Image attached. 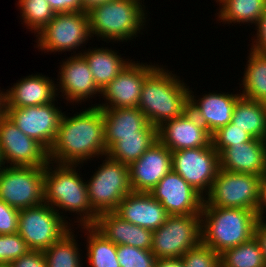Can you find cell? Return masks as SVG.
Masks as SVG:
<instances>
[{"label":"cell","mask_w":266,"mask_h":267,"mask_svg":"<svg viewBox=\"0 0 266 267\" xmlns=\"http://www.w3.org/2000/svg\"><path fill=\"white\" fill-rule=\"evenodd\" d=\"M100 155H107L102 110L94 104L74 116L64 114L48 151L49 161L79 165Z\"/></svg>","instance_id":"1"},{"label":"cell","mask_w":266,"mask_h":267,"mask_svg":"<svg viewBox=\"0 0 266 267\" xmlns=\"http://www.w3.org/2000/svg\"><path fill=\"white\" fill-rule=\"evenodd\" d=\"M161 67L157 65L146 77L137 106L156 127L182 116L189 109V86Z\"/></svg>","instance_id":"2"},{"label":"cell","mask_w":266,"mask_h":267,"mask_svg":"<svg viewBox=\"0 0 266 267\" xmlns=\"http://www.w3.org/2000/svg\"><path fill=\"white\" fill-rule=\"evenodd\" d=\"M53 166L49 161L44 167V202L58 213L62 209L79 215L78 225H93L98 214L90 205L86 181L76 171L79 165L57 164L54 170Z\"/></svg>","instance_id":"3"},{"label":"cell","mask_w":266,"mask_h":267,"mask_svg":"<svg viewBox=\"0 0 266 267\" xmlns=\"http://www.w3.org/2000/svg\"><path fill=\"white\" fill-rule=\"evenodd\" d=\"M257 220L253 210L202 206L201 242L221 254L250 240Z\"/></svg>","instance_id":"4"},{"label":"cell","mask_w":266,"mask_h":267,"mask_svg":"<svg viewBox=\"0 0 266 267\" xmlns=\"http://www.w3.org/2000/svg\"><path fill=\"white\" fill-rule=\"evenodd\" d=\"M140 1L112 0L87 12L91 36L109 42H127L136 38L147 21L146 6Z\"/></svg>","instance_id":"5"},{"label":"cell","mask_w":266,"mask_h":267,"mask_svg":"<svg viewBox=\"0 0 266 267\" xmlns=\"http://www.w3.org/2000/svg\"><path fill=\"white\" fill-rule=\"evenodd\" d=\"M62 213H58L45 202L20 209L18 233L26 241L30 250L45 251L72 230L70 222L68 224Z\"/></svg>","instance_id":"6"},{"label":"cell","mask_w":266,"mask_h":267,"mask_svg":"<svg viewBox=\"0 0 266 267\" xmlns=\"http://www.w3.org/2000/svg\"><path fill=\"white\" fill-rule=\"evenodd\" d=\"M86 186L90 205L97 214L113 212L121 200L132 192L128 165L106 155L89 182L86 181Z\"/></svg>","instance_id":"7"},{"label":"cell","mask_w":266,"mask_h":267,"mask_svg":"<svg viewBox=\"0 0 266 267\" xmlns=\"http://www.w3.org/2000/svg\"><path fill=\"white\" fill-rule=\"evenodd\" d=\"M201 243V214L169 215L152 235V253L157 259L181 258Z\"/></svg>","instance_id":"8"},{"label":"cell","mask_w":266,"mask_h":267,"mask_svg":"<svg viewBox=\"0 0 266 267\" xmlns=\"http://www.w3.org/2000/svg\"><path fill=\"white\" fill-rule=\"evenodd\" d=\"M260 176L220 169L202 206L243 208L256 212Z\"/></svg>","instance_id":"9"},{"label":"cell","mask_w":266,"mask_h":267,"mask_svg":"<svg viewBox=\"0 0 266 267\" xmlns=\"http://www.w3.org/2000/svg\"><path fill=\"white\" fill-rule=\"evenodd\" d=\"M0 200L17 209L44 202V167L9 166L0 169Z\"/></svg>","instance_id":"10"},{"label":"cell","mask_w":266,"mask_h":267,"mask_svg":"<svg viewBox=\"0 0 266 267\" xmlns=\"http://www.w3.org/2000/svg\"><path fill=\"white\" fill-rule=\"evenodd\" d=\"M36 36L38 49L44 52L77 50L91 38L88 14L84 11L56 13Z\"/></svg>","instance_id":"11"},{"label":"cell","mask_w":266,"mask_h":267,"mask_svg":"<svg viewBox=\"0 0 266 267\" xmlns=\"http://www.w3.org/2000/svg\"><path fill=\"white\" fill-rule=\"evenodd\" d=\"M172 170L205 197L220 170L219 153L212 144L173 151Z\"/></svg>","instance_id":"12"},{"label":"cell","mask_w":266,"mask_h":267,"mask_svg":"<svg viewBox=\"0 0 266 267\" xmlns=\"http://www.w3.org/2000/svg\"><path fill=\"white\" fill-rule=\"evenodd\" d=\"M55 101L38 106L6 108L5 115L27 136L49 151L55 142L64 113Z\"/></svg>","instance_id":"13"},{"label":"cell","mask_w":266,"mask_h":267,"mask_svg":"<svg viewBox=\"0 0 266 267\" xmlns=\"http://www.w3.org/2000/svg\"><path fill=\"white\" fill-rule=\"evenodd\" d=\"M0 151L9 166L45 167L48 151L24 134L6 115L0 117Z\"/></svg>","instance_id":"14"},{"label":"cell","mask_w":266,"mask_h":267,"mask_svg":"<svg viewBox=\"0 0 266 267\" xmlns=\"http://www.w3.org/2000/svg\"><path fill=\"white\" fill-rule=\"evenodd\" d=\"M131 61L102 91L105 104H97L100 109L134 108L138 106L143 83L146 77L156 68ZM110 104V105H109Z\"/></svg>","instance_id":"15"},{"label":"cell","mask_w":266,"mask_h":267,"mask_svg":"<svg viewBox=\"0 0 266 267\" xmlns=\"http://www.w3.org/2000/svg\"><path fill=\"white\" fill-rule=\"evenodd\" d=\"M149 193L164 206L168 215L201 214L204 197L173 170Z\"/></svg>","instance_id":"16"},{"label":"cell","mask_w":266,"mask_h":267,"mask_svg":"<svg viewBox=\"0 0 266 267\" xmlns=\"http://www.w3.org/2000/svg\"><path fill=\"white\" fill-rule=\"evenodd\" d=\"M158 140L171 152L210 146L212 135L188 109L182 116L157 127Z\"/></svg>","instance_id":"17"},{"label":"cell","mask_w":266,"mask_h":267,"mask_svg":"<svg viewBox=\"0 0 266 267\" xmlns=\"http://www.w3.org/2000/svg\"><path fill=\"white\" fill-rule=\"evenodd\" d=\"M128 168L132 192L149 193L172 170V152L157 140Z\"/></svg>","instance_id":"18"},{"label":"cell","mask_w":266,"mask_h":267,"mask_svg":"<svg viewBox=\"0 0 266 267\" xmlns=\"http://www.w3.org/2000/svg\"><path fill=\"white\" fill-rule=\"evenodd\" d=\"M79 54V55H78ZM71 55L60 65L59 84L56 86L57 94L62 92L63 99L70 103H81L85 99L94 97L95 94H101V90L94 82L90 67L81 53ZM59 85V86H58ZM60 92H58L59 90ZM94 95V96H93ZM83 100V101H82Z\"/></svg>","instance_id":"19"},{"label":"cell","mask_w":266,"mask_h":267,"mask_svg":"<svg viewBox=\"0 0 266 267\" xmlns=\"http://www.w3.org/2000/svg\"><path fill=\"white\" fill-rule=\"evenodd\" d=\"M192 93L189 89V110L211 135L231 122L234 106L241 97V94L213 92L197 100Z\"/></svg>","instance_id":"20"},{"label":"cell","mask_w":266,"mask_h":267,"mask_svg":"<svg viewBox=\"0 0 266 267\" xmlns=\"http://www.w3.org/2000/svg\"><path fill=\"white\" fill-rule=\"evenodd\" d=\"M114 212L123 220L152 231L158 229L169 216L164 206L146 192L127 194Z\"/></svg>","instance_id":"21"},{"label":"cell","mask_w":266,"mask_h":267,"mask_svg":"<svg viewBox=\"0 0 266 267\" xmlns=\"http://www.w3.org/2000/svg\"><path fill=\"white\" fill-rule=\"evenodd\" d=\"M220 169L262 177L266 174V140L250 141L225 148L219 154Z\"/></svg>","instance_id":"22"},{"label":"cell","mask_w":266,"mask_h":267,"mask_svg":"<svg viewBox=\"0 0 266 267\" xmlns=\"http://www.w3.org/2000/svg\"><path fill=\"white\" fill-rule=\"evenodd\" d=\"M92 226L115 245L152 248V230L125 221L114 211L99 213Z\"/></svg>","instance_id":"23"},{"label":"cell","mask_w":266,"mask_h":267,"mask_svg":"<svg viewBox=\"0 0 266 267\" xmlns=\"http://www.w3.org/2000/svg\"><path fill=\"white\" fill-rule=\"evenodd\" d=\"M56 84L49 77L35 74L20 79L6 90V108L45 105L55 101Z\"/></svg>","instance_id":"24"},{"label":"cell","mask_w":266,"mask_h":267,"mask_svg":"<svg viewBox=\"0 0 266 267\" xmlns=\"http://www.w3.org/2000/svg\"><path fill=\"white\" fill-rule=\"evenodd\" d=\"M101 110L107 151L119 141V136L138 135V132L149 124L148 119L138 107Z\"/></svg>","instance_id":"25"},{"label":"cell","mask_w":266,"mask_h":267,"mask_svg":"<svg viewBox=\"0 0 266 267\" xmlns=\"http://www.w3.org/2000/svg\"><path fill=\"white\" fill-rule=\"evenodd\" d=\"M117 53L106 47L81 52L90 67L95 84L101 91L132 61L121 58Z\"/></svg>","instance_id":"26"},{"label":"cell","mask_w":266,"mask_h":267,"mask_svg":"<svg viewBox=\"0 0 266 267\" xmlns=\"http://www.w3.org/2000/svg\"><path fill=\"white\" fill-rule=\"evenodd\" d=\"M158 140L157 127L150 123L138 135L119 136L107 155L125 165L137 161Z\"/></svg>","instance_id":"27"},{"label":"cell","mask_w":266,"mask_h":267,"mask_svg":"<svg viewBox=\"0 0 266 267\" xmlns=\"http://www.w3.org/2000/svg\"><path fill=\"white\" fill-rule=\"evenodd\" d=\"M231 123L256 139L266 140V103L240 97Z\"/></svg>","instance_id":"28"},{"label":"cell","mask_w":266,"mask_h":267,"mask_svg":"<svg viewBox=\"0 0 266 267\" xmlns=\"http://www.w3.org/2000/svg\"><path fill=\"white\" fill-rule=\"evenodd\" d=\"M241 96L266 103V55L250 48Z\"/></svg>","instance_id":"29"},{"label":"cell","mask_w":266,"mask_h":267,"mask_svg":"<svg viewBox=\"0 0 266 267\" xmlns=\"http://www.w3.org/2000/svg\"><path fill=\"white\" fill-rule=\"evenodd\" d=\"M219 6L217 18L224 24L256 25L266 9V0H224Z\"/></svg>","instance_id":"30"},{"label":"cell","mask_w":266,"mask_h":267,"mask_svg":"<svg viewBox=\"0 0 266 267\" xmlns=\"http://www.w3.org/2000/svg\"><path fill=\"white\" fill-rule=\"evenodd\" d=\"M87 234V259L91 267H120L117 245L105 238L92 225L81 226ZM88 231V232H87Z\"/></svg>","instance_id":"31"},{"label":"cell","mask_w":266,"mask_h":267,"mask_svg":"<svg viewBox=\"0 0 266 267\" xmlns=\"http://www.w3.org/2000/svg\"><path fill=\"white\" fill-rule=\"evenodd\" d=\"M222 267H266L259 243L253 236L247 242L220 254Z\"/></svg>","instance_id":"32"},{"label":"cell","mask_w":266,"mask_h":267,"mask_svg":"<svg viewBox=\"0 0 266 267\" xmlns=\"http://www.w3.org/2000/svg\"><path fill=\"white\" fill-rule=\"evenodd\" d=\"M73 233V234H72ZM74 232H67L60 240L43 251L47 267H82Z\"/></svg>","instance_id":"33"},{"label":"cell","mask_w":266,"mask_h":267,"mask_svg":"<svg viewBox=\"0 0 266 267\" xmlns=\"http://www.w3.org/2000/svg\"><path fill=\"white\" fill-rule=\"evenodd\" d=\"M20 7V17L24 20L26 27L37 34L45 25H47L55 15L49 3L46 0H18Z\"/></svg>","instance_id":"34"},{"label":"cell","mask_w":266,"mask_h":267,"mask_svg":"<svg viewBox=\"0 0 266 267\" xmlns=\"http://www.w3.org/2000/svg\"><path fill=\"white\" fill-rule=\"evenodd\" d=\"M116 254L120 267H154L157 259L151 250L129 245H117Z\"/></svg>","instance_id":"35"},{"label":"cell","mask_w":266,"mask_h":267,"mask_svg":"<svg viewBox=\"0 0 266 267\" xmlns=\"http://www.w3.org/2000/svg\"><path fill=\"white\" fill-rule=\"evenodd\" d=\"M253 137L231 122L212 134L211 143L220 154L225 148L248 142Z\"/></svg>","instance_id":"36"},{"label":"cell","mask_w":266,"mask_h":267,"mask_svg":"<svg viewBox=\"0 0 266 267\" xmlns=\"http://www.w3.org/2000/svg\"><path fill=\"white\" fill-rule=\"evenodd\" d=\"M30 251L19 233L0 235V264H10Z\"/></svg>","instance_id":"37"},{"label":"cell","mask_w":266,"mask_h":267,"mask_svg":"<svg viewBox=\"0 0 266 267\" xmlns=\"http://www.w3.org/2000/svg\"><path fill=\"white\" fill-rule=\"evenodd\" d=\"M185 267H220V254L202 242L182 257Z\"/></svg>","instance_id":"38"},{"label":"cell","mask_w":266,"mask_h":267,"mask_svg":"<svg viewBox=\"0 0 266 267\" xmlns=\"http://www.w3.org/2000/svg\"><path fill=\"white\" fill-rule=\"evenodd\" d=\"M19 212V209L0 200V235L18 232Z\"/></svg>","instance_id":"39"},{"label":"cell","mask_w":266,"mask_h":267,"mask_svg":"<svg viewBox=\"0 0 266 267\" xmlns=\"http://www.w3.org/2000/svg\"><path fill=\"white\" fill-rule=\"evenodd\" d=\"M10 264L12 267H47V260L43 251L30 250Z\"/></svg>","instance_id":"40"},{"label":"cell","mask_w":266,"mask_h":267,"mask_svg":"<svg viewBox=\"0 0 266 267\" xmlns=\"http://www.w3.org/2000/svg\"><path fill=\"white\" fill-rule=\"evenodd\" d=\"M257 39H253L251 49L266 55V9L256 24Z\"/></svg>","instance_id":"41"},{"label":"cell","mask_w":266,"mask_h":267,"mask_svg":"<svg viewBox=\"0 0 266 267\" xmlns=\"http://www.w3.org/2000/svg\"><path fill=\"white\" fill-rule=\"evenodd\" d=\"M56 13L82 12L81 0H46Z\"/></svg>","instance_id":"42"},{"label":"cell","mask_w":266,"mask_h":267,"mask_svg":"<svg viewBox=\"0 0 266 267\" xmlns=\"http://www.w3.org/2000/svg\"><path fill=\"white\" fill-rule=\"evenodd\" d=\"M254 237L259 243L260 249L263 253V258L266 263V223L263 220H257L254 228Z\"/></svg>","instance_id":"43"},{"label":"cell","mask_w":266,"mask_h":267,"mask_svg":"<svg viewBox=\"0 0 266 267\" xmlns=\"http://www.w3.org/2000/svg\"><path fill=\"white\" fill-rule=\"evenodd\" d=\"M266 211V174L260 179V190H259V203L256 209V215L259 220H265L266 216H263Z\"/></svg>","instance_id":"44"},{"label":"cell","mask_w":266,"mask_h":267,"mask_svg":"<svg viewBox=\"0 0 266 267\" xmlns=\"http://www.w3.org/2000/svg\"><path fill=\"white\" fill-rule=\"evenodd\" d=\"M154 267H185L182 258L156 259Z\"/></svg>","instance_id":"45"},{"label":"cell","mask_w":266,"mask_h":267,"mask_svg":"<svg viewBox=\"0 0 266 267\" xmlns=\"http://www.w3.org/2000/svg\"><path fill=\"white\" fill-rule=\"evenodd\" d=\"M110 1L112 0H81L82 10L87 13L93 8L100 6L102 4H105L107 2H110Z\"/></svg>","instance_id":"46"},{"label":"cell","mask_w":266,"mask_h":267,"mask_svg":"<svg viewBox=\"0 0 266 267\" xmlns=\"http://www.w3.org/2000/svg\"><path fill=\"white\" fill-rule=\"evenodd\" d=\"M6 113V92L0 90V117Z\"/></svg>","instance_id":"47"},{"label":"cell","mask_w":266,"mask_h":267,"mask_svg":"<svg viewBox=\"0 0 266 267\" xmlns=\"http://www.w3.org/2000/svg\"><path fill=\"white\" fill-rule=\"evenodd\" d=\"M5 165L2 159L1 151H0V169Z\"/></svg>","instance_id":"48"},{"label":"cell","mask_w":266,"mask_h":267,"mask_svg":"<svg viewBox=\"0 0 266 267\" xmlns=\"http://www.w3.org/2000/svg\"><path fill=\"white\" fill-rule=\"evenodd\" d=\"M0 267H12L11 264H0Z\"/></svg>","instance_id":"49"},{"label":"cell","mask_w":266,"mask_h":267,"mask_svg":"<svg viewBox=\"0 0 266 267\" xmlns=\"http://www.w3.org/2000/svg\"><path fill=\"white\" fill-rule=\"evenodd\" d=\"M224 0H216V3L219 2L221 4Z\"/></svg>","instance_id":"50"}]
</instances>
